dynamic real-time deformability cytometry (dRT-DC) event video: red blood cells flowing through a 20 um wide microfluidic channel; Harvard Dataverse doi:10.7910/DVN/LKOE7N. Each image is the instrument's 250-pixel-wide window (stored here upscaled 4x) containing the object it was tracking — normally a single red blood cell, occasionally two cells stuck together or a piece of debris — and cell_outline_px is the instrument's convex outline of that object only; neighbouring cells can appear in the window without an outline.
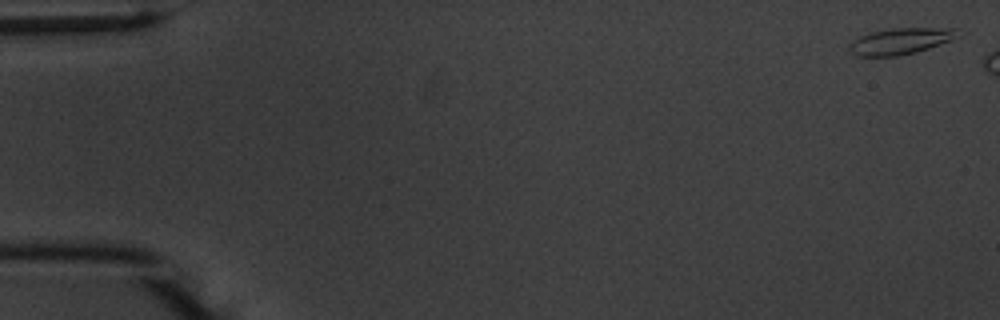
{"species": "common noctule bat (a hibernating species)", "species_latin": "Nyctalus noctula", "temperature_condition": "warm", "stored_images_in_passage": 8, "camera_frame_rate_fps": 3000, "um_per_image_px": 0.085, "animal": {"sex": "male", "body_mass_g": 20.1, "forearm_length_mm": 53.5}, "frame": {"image": 1, "passage_image": 1, "time_ms": 0.0, "image_size_px": [1000, 320], "cell_outline_px": [[964, 36], [916, 52], [896, 56], [860, 56], [852, 52], [848, 48], [848, 44], [852, 40], [860, 36], [872, 32], [892, 28], [956, 28]], "centroid_in_image_um": [76.6, 3.49], "position_along_channel_um": 8.4, "area_um2": 16.7}}